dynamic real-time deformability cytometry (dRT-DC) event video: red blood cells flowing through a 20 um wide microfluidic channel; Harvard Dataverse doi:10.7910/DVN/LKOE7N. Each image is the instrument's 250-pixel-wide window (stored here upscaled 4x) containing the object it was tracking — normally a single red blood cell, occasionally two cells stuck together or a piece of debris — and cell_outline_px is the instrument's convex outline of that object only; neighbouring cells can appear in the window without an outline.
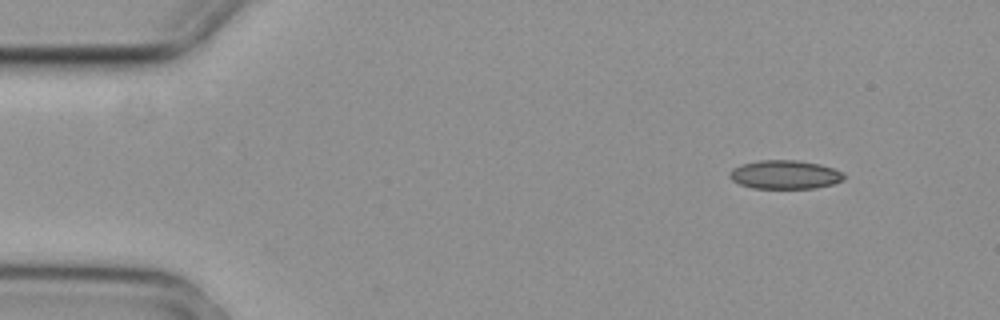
{"species": "common noctule bat (a hibernating species)", "species_latin": "Nyctalus noctula", "temperature_condition": "cold", "stored_images_in_passage": 5, "camera_frame_rate_fps": 3000, "um_per_image_px": 0.085, "animal": {"sex": "female", "body_mass_g": 29.2, "forearm_length_mm": 56.3}, "frame": {"image": 1, "passage_image": 1, "time_ms": 0.0, "image_size_px": [1000, 320], "cell_outline_px": [[844, 180], [832, 184], [816, 188], [752, 188], [740, 184], [732, 180], [728, 176], [732, 168], [740, 164], [760, 160], [796, 160], [820, 164], [844, 172]], "centroid_in_image_um": [66.71, 14.84], "position_along_channel_um": 18.3, "area_um2": 19.19}}
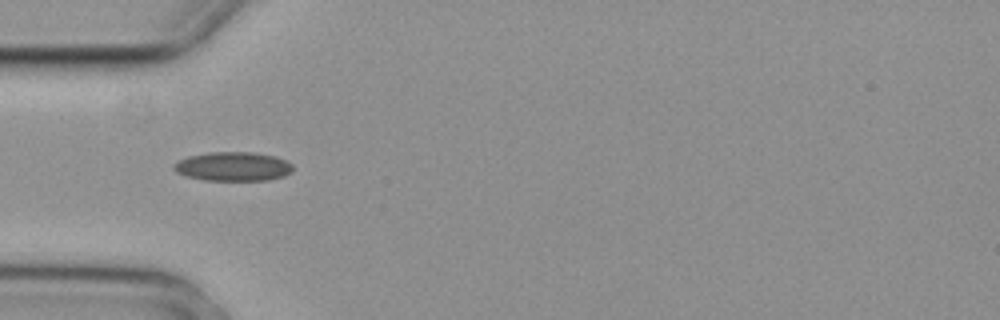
{"frame": {"image": 2, "passage_image": 4, "time_ms": 1.0, "image_size_px": [1000, 320], "cell_outline_px": [[292, 172], [284, 176], [268, 180], [204, 180], [188, 176], [176, 172], [172, 168], [180, 160], [188, 156], [208, 152], [252, 152], [276, 156], [288, 160], [292, 164]], "centroid_in_image_um": [19.86, 14.14], "position_along_channel_um": 65.1, "area_um2": 20.17}}
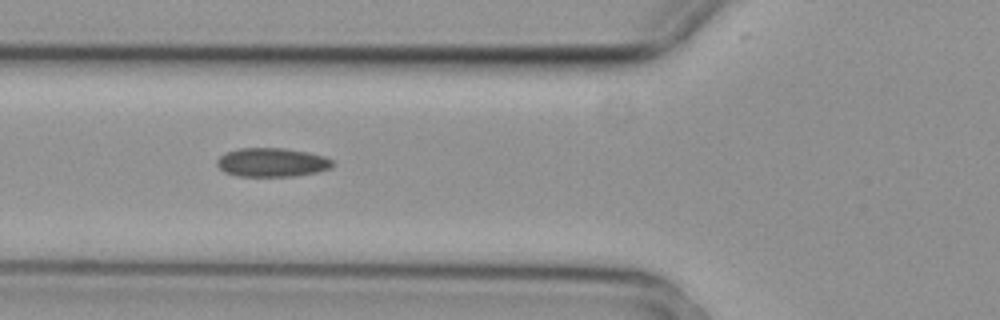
{"frame": {"image": 3, "passage_image": 5, "time_ms": 1.333, "image_size_px": [1000, 320], "cell_outline_px": [[332, 168], [316, 172], [296, 176], [236, 176], [224, 172], [216, 164], [216, 160], [220, 156], [228, 152], [240, 148], [284, 148], [308, 152], [324, 156], [332, 160]], "centroid_in_image_um": [23.11, 13.8], "position_along_channel_um": 102.7, "area_um2": 19.42}}